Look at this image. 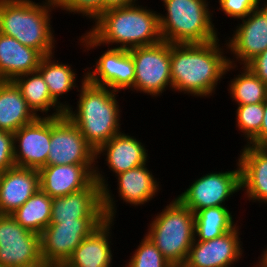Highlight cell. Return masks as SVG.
<instances>
[{"label": "cell", "instance_id": "3957f363", "mask_svg": "<svg viewBox=\"0 0 267 267\" xmlns=\"http://www.w3.org/2000/svg\"><path fill=\"white\" fill-rule=\"evenodd\" d=\"M83 71L80 88L77 90V107L72 108L71 105L65 110V115L80 130L86 142L97 151L122 131V110L117 100L119 92L88 82L85 79L86 70Z\"/></svg>", "mask_w": 267, "mask_h": 267}, {"label": "cell", "instance_id": "8992f818", "mask_svg": "<svg viewBox=\"0 0 267 267\" xmlns=\"http://www.w3.org/2000/svg\"><path fill=\"white\" fill-rule=\"evenodd\" d=\"M147 236L173 266H183L195 239V214L177 197L155 214Z\"/></svg>", "mask_w": 267, "mask_h": 267}, {"label": "cell", "instance_id": "5bb4252c", "mask_svg": "<svg viewBox=\"0 0 267 267\" xmlns=\"http://www.w3.org/2000/svg\"><path fill=\"white\" fill-rule=\"evenodd\" d=\"M241 226L220 237L207 241H193L184 267H235L244 253L239 237Z\"/></svg>", "mask_w": 267, "mask_h": 267}, {"label": "cell", "instance_id": "cb8c5ba5", "mask_svg": "<svg viewBox=\"0 0 267 267\" xmlns=\"http://www.w3.org/2000/svg\"><path fill=\"white\" fill-rule=\"evenodd\" d=\"M37 116L13 81H0V130L14 133Z\"/></svg>", "mask_w": 267, "mask_h": 267}, {"label": "cell", "instance_id": "4316f807", "mask_svg": "<svg viewBox=\"0 0 267 267\" xmlns=\"http://www.w3.org/2000/svg\"><path fill=\"white\" fill-rule=\"evenodd\" d=\"M52 198L40 188L11 216L25 229L41 235L50 224Z\"/></svg>", "mask_w": 267, "mask_h": 267}, {"label": "cell", "instance_id": "e575fe53", "mask_svg": "<svg viewBox=\"0 0 267 267\" xmlns=\"http://www.w3.org/2000/svg\"><path fill=\"white\" fill-rule=\"evenodd\" d=\"M246 66L267 85V49L252 59Z\"/></svg>", "mask_w": 267, "mask_h": 267}, {"label": "cell", "instance_id": "ba28073f", "mask_svg": "<svg viewBox=\"0 0 267 267\" xmlns=\"http://www.w3.org/2000/svg\"><path fill=\"white\" fill-rule=\"evenodd\" d=\"M135 66V80L130 91L162 96L167 89L172 91L171 43L161 41L155 45L129 50Z\"/></svg>", "mask_w": 267, "mask_h": 267}, {"label": "cell", "instance_id": "2e32d148", "mask_svg": "<svg viewBox=\"0 0 267 267\" xmlns=\"http://www.w3.org/2000/svg\"><path fill=\"white\" fill-rule=\"evenodd\" d=\"M51 140V117H37L14 132V162L17 167L39 170L47 166Z\"/></svg>", "mask_w": 267, "mask_h": 267}, {"label": "cell", "instance_id": "d4e9b609", "mask_svg": "<svg viewBox=\"0 0 267 267\" xmlns=\"http://www.w3.org/2000/svg\"><path fill=\"white\" fill-rule=\"evenodd\" d=\"M13 82L20 89L29 108L37 117H58L65 110L51 97L46 82L38 71L16 77ZM51 109L52 112H51ZM40 112V113H39ZM48 112H51L48 114Z\"/></svg>", "mask_w": 267, "mask_h": 267}, {"label": "cell", "instance_id": "e0dca14e", "mask_svg": "<svg viewBox=\"0 0 267 267\" xmlns=\"http://www.w3.org/2000/svg\"><path fill=\"white\" fill-rule=\"evenodd\" d=\"M75 219H106L103 189L94 179L86 188L66 196L52 198L50 224Z\"/></svg>", "mask_w": 267, "mask_h": 267}, {"label": "cell", "instance_id": "8d00e7d4", "mask_svg": "<svg viewBox=\"0 0 267 267\" xmlns=\"http://www.w3.org/2000/svg\"><path fill=\"white\" fill-rule=\"evenodd\" d=\"M140 1V0H139ZM138 0H103V12L112 8H120L134 5Z\"/></svg>", "mask_w": 267, "mask_h": 267}, {"label": "cell", "instance_id": "f1b7e54d", "mask_svg": "<svg viewBox=\"0 0 267 267\" xmlns=\"http://www.w3.org/2000/svg\"><path fill=\"white\" fill-rule=\"evenodd\" d=\"M239 74L230 78L228 91L236 105L256 104L267 99V85L247 66L240 67ZM241 73V74H240Z\"/></svg>", "mask_w": 267, "mask_h": 267}, {"label": "cell", "instance_id": "9c48e42d", "mask_svg": "<svg viewBox=\"0 0 267 267\" xmlns=\"http://www.w3.org/2000/svg\"><path fill=\"white\" fill-rule=\"evenodd\" d=\"M236 161L237 168L234 170L206 173L176 197L193 213L205 208L227 206L225 201L241 191V170Z\"/></svg>", "mask_w": 267, "mask_h": 267}, {"label": "cell", "instance_id": "5b68a950", "mask_svg": "<svg viewBox=\"0 0 267 267\" xmlns=\"http://www.w3.org/2000/svg\"><path fill=\"white\" fill-rule=\"evenodd\" d=\"M161 1L166 11L165 15L158 14L162 41L171 44H204L219 39L220 33L212 20L215 9L210 6V1Z\"/></svg>", "mask_w": 267, "mask_h": 267}, {"label": "cell", "instance_id": "d6a6232c", "mask_svg": "<svg viewBox=\"0 0 267 267\" xmlns=\"http://www.w3.org/2000/svg\"><path fill=\"white\" fill-rule=\"evenodd\" d=\"M217 10H221L226 16L240 20L249 15L258 6L254 0H218Z\"/></svg>", "mask_w": 267, "mask_h": 267}, {"label": "cell", "instance_id": "4fadbf2b", "mask_svg": "<svg viewBox=\"0 0 267 267\" xmlns=\"http://www.w3.org/2000/svg\"><path fill=\"white\" fill-rule=\"evenodd\" d=\"M226 42L229 63L246 66L252 59L267 49V4L258 6L241 19ZM236 59V60H235Z\"/></svg>", "mask_w": 267, "mask_h": 267}, {"label": "cell", "instance_id": "484cf974", "mask_svg": "<svg viewBox=\"0 0 267 267\" xmlns=\"http://www.w3.org/2000/svg\"><path fill=\"white\" fill-rule=\"evenodd\" d=\"M76 69H73L69 63H63L55 59L54 54L43 56L37 71L42 75L44 81L47 84L48 91L51 97L64 109L67 110L71 106L67 101H60V97L71 90H78L80 85L76 83L77 74Z\"/></svg>", "mask_w": 267, "mask_h": 267}, {"label": "cell", "instance_id": "d6986e66", "mask_svg": "<svg viewBox=\"0 0 267 267\" xmlns=\"http://www.w3.org/2000/svg\"><path fill=\"white\" fill-rule=\"evenodd\" d=\"M119 132L107 143L103 144L95 153L97 159L105 156V163L113 174L118 175L122 172L139 167L150 161L148 150L142 140L131 136L125 132Z\"/></svg>", "mask_w": 267, "mask_h": 267}, {"label": "cell", "instance_id": "4dcf8cb0", "mask_svg": "<svg viewBox=\"0 0 267 267\" xmlns=\"http://www.w3.org/2000/svg\"><path fill=\"white\" fill-rule=\"evenodd\" d=\"M126 263L123 267H173L145 235Z\"/></svg>", "mask_w": 267, "mask_h": 267}, {"label": "cell", "instance_id": "60d3db41", "mask_svg": "<svg viewBox=\"0 0 267 267\" xmlns=\"http://www.w3.org/2000/svg\"><path fill=\"white\" fill-rule=\"evenodd\" d=\"M254 1L256 2L257 6H262V5H266L267 4V0H264V1L263 0H254Z\"/></svg>", "mask_w": 267, "mask_h": 267}, {"label": "cell", "instance_id": "ab89813d", "mask_svg": "<svg viewBox=\"0 0 267 267\" xmlns=\"http://www.w3.org/2000/svg\"><path fill=\"white\" fill-rule=\"evenodd\" d=\"M255 264H253L254 265L253 267H267V264L264 263L260 258L258 259V262H255Z\"/></svg>", "mask_w": 267, "mask_h": 267}, {"label": "cell", "instance_id": "d590c367", "mask_svg": "<svg viewBox=\"0 0 267 267\" xmlns=\"http://www.w3.org/2000/svg\"><path fill=\"white\" fill-rule=\"evenodd\" d=\"M247 144L267 146V99L264 101V114L260 131Z\"/></svg>", "mask_w": 267, "mask_h": 267}, {"label": "cell", "instance_id": "83f0119b", "mask_svg": "<svg viewBox=\"0 0 267 267\" xmlns=\"http://www.w3.org/2000/svg\"><path fill=\"white\" fill-rule=\"evenodd\" d=\"M195 214V239L207 241L233 230L238 224L228 206L210 207Z\"/></svg>", "mask_w": 267, "mask_h": 267}, {"label": "cell", "instance_id": "7402d4cb", "mask_svg": "<svg viewBox=\"0 0 267 267\" xmlns=\"http://www.w3.org/2000/svg\"><path fill=\"white\" fill-rule=\"evenodd\" d=\"M147 166L146 163L115 176L118 185V197L121 201L123 200V203L134 207L145 206L162 189L160 188L161 182L156 179Z\"/></svg>", "mask_w": 267, "mask_h": 267}, {"label": "cell", "instance_id": "74e56055", "mask_svg": "<svg viewBox=\"0 0 267 267\" xmlns=\"http://www.w3.org/2000/svg\"><path fill=\"white\" fill-rule=\"evenodd\" d=\"M28 267H52V264L42 260L41 262Z\"/></svg>", "mask_w": 267, "mask_h": 267}, {"label": "cell", "instance_id": "52a82bcc", "mask_svg": "<svg viewBox=\"0 0 267 267\" xmlns=\"http://www.w3.org/2000/svg\"><path fill=\"white\" fill-rule=\"evenodd\" d=\"M38 171L40 189L51 198L82 190L95 179L103 189V209L106 219L116 218L118 200H115L111 184H108L109 177H105L98 164L47 165Z\"/></svg>", "mask_w": 267, "mask_h": 267}, {"label": "cell", "instance_id": "44dd1931", "mask_svg": "<svg viewBox=\"0 0 267 267\" xmlns=\"http://www.w3.org/2000/svg\"><path fill=\"white\" fill-rule=\"evenodd\" d=\"M116 220L106 219L73 251L65 264L69 267H112V227ZM112 237V239H110Z\"/></svg>", "mask_w": 267, "mask_h": 267}, {"label": "cell", "instance_id": "7c38bea8", "mask_svg": "<svg viewBox=\"0 0 267 267\" xmlns=\"http://www.w3.org/2000/svg\"><path fill=\"white\" fill-rule=\"evenodd\" d=\"M96 151L66 116L51 117L47 165L96 164Z\"/></svg>", "mask_w": 267, "mask_h": 267}, {"label": "cell", "instance_id": "b9f144b4", "mask_svg": "<svg viewBox=\"0 0 267 267\" xmlns=\"http://www.w3.org/2000/svg\"><path fill=\"white\" fill-rule=\"evenodd\" d=\"M52 267H69V266H67L65 263H55L52 264Z\"/></svg>", "mask_w": 267, "mask_h": 267}, {"label": "cell", "instance_id": "9a60e30c", "mask_svg": "<svg viewBox=\"0 0 267 267\" xmlns=\"http://www.w3.org/2000/svg\"><path fill=\"white\" fill-rule=\"evenodd\" d=\"M92 66L85 69L88 82L119 93L133 88L135 66L129 50L108 47Z\"/></svg>", "mask_w": 267, "mask_h": 267}, {"label": "cell", "instance_id": "30bf717a", "mask_svg": "<svg viewBox=\"0 0 267 267\" xmlns=\"http://www.w3.org/2000/svg\"><path fill=\"white\" fill-rule=\"evenodd\" d=\"M106 219H75L49 224L40 235L42 260L65 263L73 251Z\"/></svg>", "mask_w": 267, "mask_h": 267}, {"label": "cell", "instance_id": "7a4b0ae2", "mask_svg": "<svg viewBox=\"0 0 267 267\" xmlns=\"http://www.w3.org/2000/svg\"><path fill=\"white\" fill-rule=\"evenodd\" d=\"M158 14L139 2L106 10L79 36V45L87 52L102 45L125 50L155 45L162 41Z\"/></svg>", "mask_w": 267, "mask_h": 267}, {"label": "cell", "instance_id": "8fae6325", "mask_svg": "<svg viewBox=\"0 0 267 267\" xmlns=\"http://www.w3.org/2000/svg\"><path fill=\"white\" fill-rule=\"evenodd\" d=\"M42 261L40 235L0 214V266L28 267Z\"/></svg>", "mask_w": 267, "mask_h": 267}, {"label": "cell", "instance_id": "ffe728a7", "mask_svg": "<svg viewBox=\"0 0 267 267\" xmlns=\"http://www.w3.org/2000/svg\"><path fill=\"white\" fill-rule=\"evenodd\" d=\"M39 171L14 166L0 173V214L11 215L38 189Z\"/></svg>", "mask_w": 267, "mask_h": 267}, {"label": "cell", "instance_id": "836d02e7", "mask_svg": "<svg viewBox=\"0 0 267 267\" xmlns=\"http://www.w3.org/2000/svg\"><path fill=\"white\" fill-rule=\"evenodd\" d=\"M13 143L14 133L0 130V173L16 166Z\"/></svg>", "mask_w": 267, "mask_h": 267}, {"label": "cell", "instance_id": "6da1fadb", "mask_svg": "<svg viewBox=\"0 0 267 267\" xmlns=\"http://www.w3.org/2000/svg\"><path fill=\"white\" fill-rule=\"evenodd\" d=\"M219 41L220 39L204 44H171L170 71L174 93L209 98L216 93L221 79L231 69L236 71L235 68L239 66L230 64L225 55L228 53L226 42L221 46Z\"/></svg>", "mask_w": 267, "mask_h": 267}, {"label": "cell", "instance_id": "f546056e", "mask_svg": "<svg viewBox=\"0 0 267 267\" xmlns=\"http://www.w3.org/2000/svg\"><path fill=\"white\" fill-rule=\"evenodd\" d=\"M236 127L242 133L247 144L259 131L262 126L264 114V102L256 104L237 105Z\"/></svg>", "mask_w": 267, "mask_h": 267}, {"label": "cell", "instance_id": "f35d334b", "mask_svg": "<svg viewBox=\"0 0 267 267\" xmlns=\"http://www.w3.org/2000/svg\"><path fill=\"white\" fill-rule=\"evenodd\" d=\"M265 247L266 248H263L261 256H259L258 258H260L264 263L267 264V245Z\"/></svg>", "mask_w": 267, "mask_h": 267}, {"label": "cell", "instance_id": "603a6c76", "mask_svg": "<svg viewBox=\"0 0 267 267\" xmlns=\"http://www.w3.org/2000/svg\"><path fill=\"white\" fill-rule=\"evenodd\" d=\"M42 57L36 49L0 33V81H13L20 75L37 71Z\"/></svg>", "mask_w": 267, "mask_h": 267}, {"label": "cell", "instance_id": "ac0fdd59", "mask_svg": "<svg viewBox=\"0 0 267 267\" xmlns=\"http://www.w3.org/2000/svg\"><path fill=\"white\" fill-rule=\"evenodd\" d=\"M237 157L241 191L249 202L267 204V146L244 144Z\"/></svg>", "mask_w": 267, "mask_h": 267}, {"label": "cell", "instance_id": "277c9868", "mask_svg": "<svg viewBox=\"0 0 267 267\" xmlns=\"http://www.w3.org/2000/svg\"><path fill=\"white\" fill-rule=\"evenodd\" d=\"M56 9V0H0V33L36 49L42 56L54 54L57 41L50 19Z\"/></svg>", "mask_w": 267, "mask_h": 267}, {"label": "cell", "instance_id": "1f68e13d", "mask_svg": "<svg viewBox=\"0 0 267 267\" xmlns=\"http://www.w3.org/2000/svg\"><path fill=\"white\" fill-rule=\"evenodd\" d=\"M56 4L57 10L80 14L91 21H95L103 13V0H56Z\"/></svg>", "mask_w": 267, "mask_h": 267}]
</instances>
